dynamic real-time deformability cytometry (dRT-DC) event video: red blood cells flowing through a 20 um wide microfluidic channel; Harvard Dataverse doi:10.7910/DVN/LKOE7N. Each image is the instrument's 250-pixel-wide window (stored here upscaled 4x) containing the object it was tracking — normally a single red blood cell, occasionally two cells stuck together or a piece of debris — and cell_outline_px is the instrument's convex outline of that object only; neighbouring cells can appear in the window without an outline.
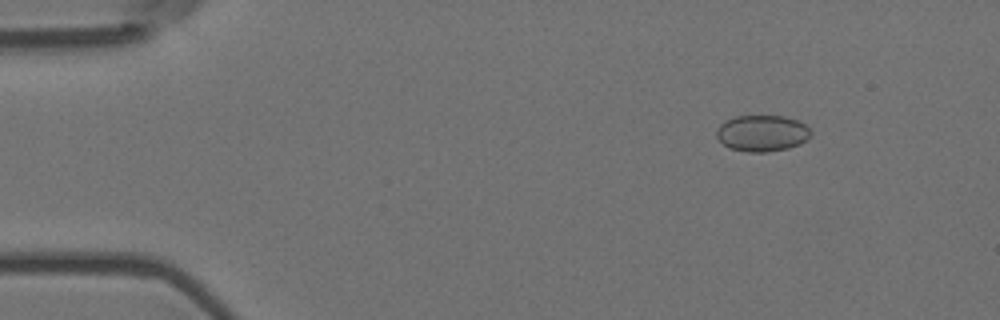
{"species": "Egyptian fruit bat (a non-hibernating species)", "species_latin": "Rousettus aegyptiacus", "temperature_condition": "room temperature", "stored_images_in_passage": 4, "camera_frame_rate_fps": 3000, "um_per_image_px": 0.085, "animal": {"sex": "female"}, "frame": {"image": 1, "passage_image": 2, "time_ms": 0.333, "image_size_px": [1000, 320], "cell_outline_px": [[812, 136], [808, 140], [800, 144], [788, 148], [768, 152], [748, 152], [728, 148], [716, 136], [716, 128], [724, 120], [736, 116], [784, 116], [796, 120], [804, 124], [812, 132]], "centroid_in_image_um": [64.78, 11.33], "position_along_channel_um": 20.2, "area_um2": 20.17}}
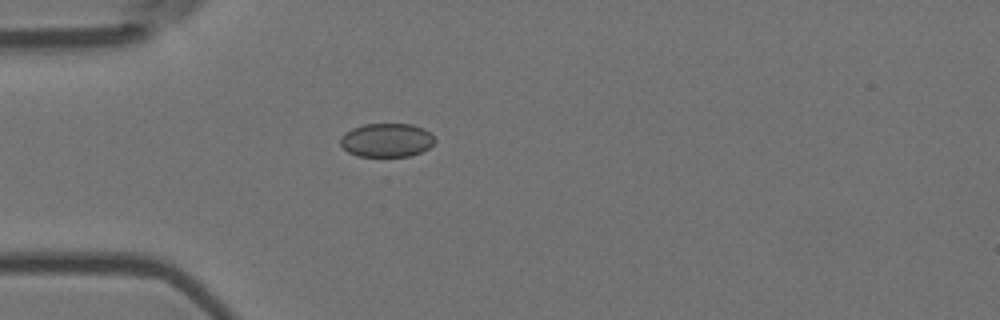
{"frame": {"image": 2, "passage_image": 4, "time_ms": 1.0, "image_size_px": [1000, 320], "cell_outline_px": [[436, 140], [428, 148], [420, 152], [408, 156], [356, 156], [348, 152], [340, 144], [340, 136], [344, 132], [352, 128], [364, 124], [412, 124], [424, 128]], "centroid_in_image_um": [32.83, 11.9], "position_along_channel_um": 52.2, "area_um2": 18.55}}